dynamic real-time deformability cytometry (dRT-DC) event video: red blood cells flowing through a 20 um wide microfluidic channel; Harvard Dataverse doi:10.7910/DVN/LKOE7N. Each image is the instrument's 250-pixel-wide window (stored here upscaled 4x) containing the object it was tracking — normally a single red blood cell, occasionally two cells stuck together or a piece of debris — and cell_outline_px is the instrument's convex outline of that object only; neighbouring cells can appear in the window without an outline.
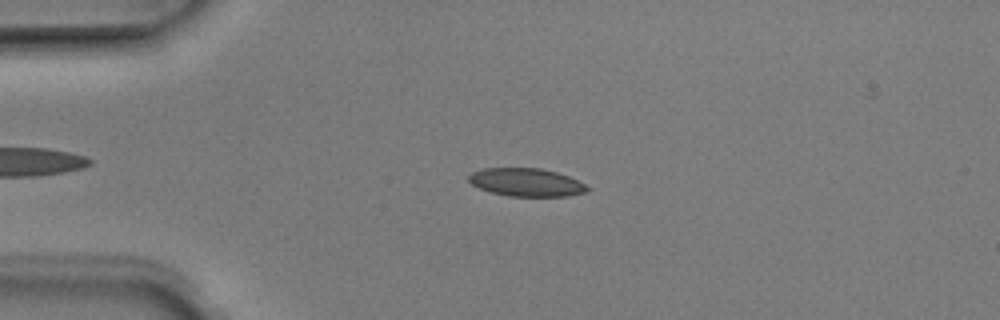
{"species": "Egyptian fruit bat (a non-hibernating species)", "species_latin": "Rousettus aegyptiacus", "temperature_condition": "room temperature", "stored_images_in_passage": 5, "camera_frame_rate_fps": 3000, "um_per_image_px": 0.085, "animal": {"sex": "male"}, "frame": {"image": 1, "passage_image": 4, "time_ms": 1.0, "image_size_px": [1000, 320], "cell_outline_px": [[588, 192], [568, 196], [508, 196], [492, 192], [480, 188], [472, 184], [468, 180], [468, 176], [472, 172], [484, 168], [540, 168], [556, 172], [568, 176], [584, 184], [588, 188]], "centroid_in_image_um": [44.73, 15.5], "position_along_channel_um": 40.3, "area_um2": 19.25}}